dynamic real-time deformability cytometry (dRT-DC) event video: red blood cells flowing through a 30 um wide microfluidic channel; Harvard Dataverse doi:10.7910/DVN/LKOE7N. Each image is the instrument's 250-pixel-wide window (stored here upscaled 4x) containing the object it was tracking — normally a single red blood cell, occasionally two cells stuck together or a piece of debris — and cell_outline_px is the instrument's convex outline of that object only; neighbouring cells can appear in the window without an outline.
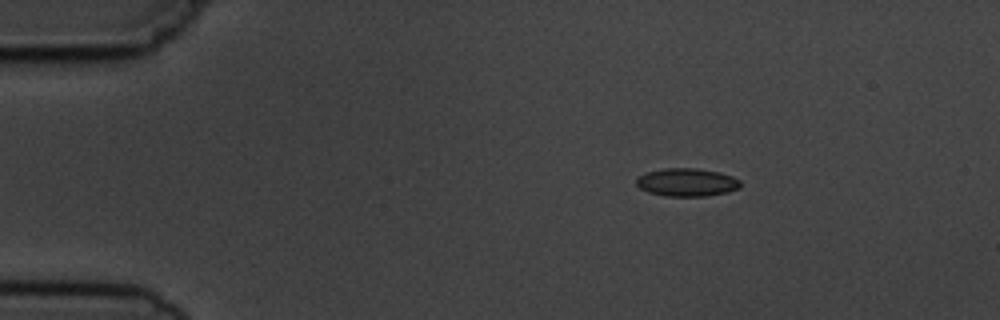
{"species": "common noctule bat (a hibernating species)", "species_latin": "Nyctalus noctula", "temperature_condition": "cold", "stored_images_in_passage": 4, "camera_frame_rate_fps": 3000, "um_per_image_px": 0.085, "animal": {"sex": "male", "body_mass_g": 19.5, "forearm_length_mm": 54.6}, "frame": {"image": 1, "passage_image": 2, "time_ms": 1.333, "image_size_px": [1000, 320], "cell_outline_px": [[740, 188], [728, 192], [704, 196], [664, 196], [648, 192], [640, 188], [636, 184], [636, 180], [640, 176], [648, 172], [664, 168], [696, 168], [720, 172], [732, 176], [740, 180]], "centroid_in_image_um": [58.4, 15.5], "position_along_channel_um": 26.6, "area_um2": 16.99}}